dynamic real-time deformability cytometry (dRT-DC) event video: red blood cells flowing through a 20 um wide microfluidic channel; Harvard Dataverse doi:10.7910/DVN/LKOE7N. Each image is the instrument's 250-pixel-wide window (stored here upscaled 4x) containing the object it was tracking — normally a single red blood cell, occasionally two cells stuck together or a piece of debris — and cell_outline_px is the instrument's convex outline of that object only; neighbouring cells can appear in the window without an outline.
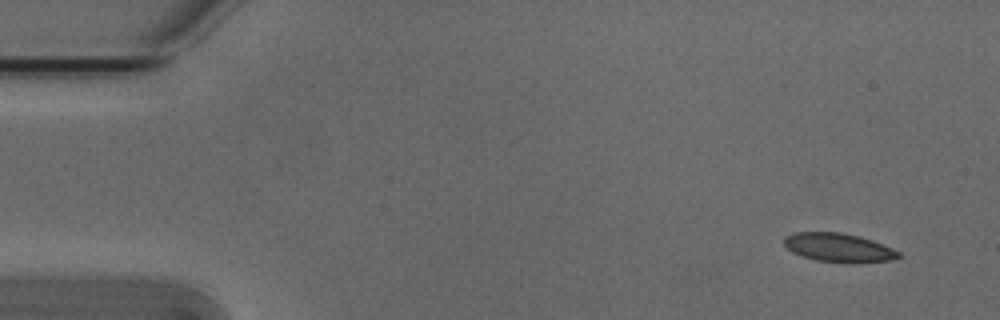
{"species": "Egyptian fruit bat (a non-hibernating species)", "species_latin": "Rousettus aegyptiacus", "temperature_condition": "cold", "stored_images_in_passage": 5, "camera_frame_rate_fps": 3000, "um_per_image_px": 0.085, "animal": {"sex": "male"}, "frame": {"image": 1, "passage_image": 1, "time_ms": 0.0, "image_size_px": [1000, 320], "cell_outline_px": [[900, 256], [892, 260], [852, 264], [848, 264], [816, 260], [792, 252], [784, 244], [784, 236], [796, 232], [840, 232], [860, 236], [872, 240], [892, 248], [900, 252]], "centroid_in_image_um": [71.3, 21.06], "position_along_channel_um": 13.7, "area_um2": 19.36}}
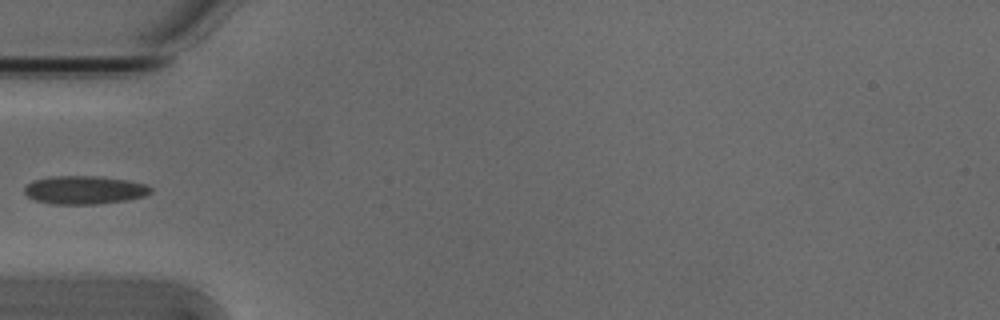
{"frame": {"image": 2, "passage_image": 4, "time_ms": 1.0, "image_size_px": [1000, 320], "cell_outline_px": [[152, 192], [144, 196], [128, 200], [96, 204], [52, 204], [36, 200], [28, 196], [24, 192], [24, 188], [32, 180], [52, 176], [96, 176], [128, 180], [144, 184], [152, 188]], "centroid_in_image_um": [7.18, 16.15], "position_along_channel_um": 77.8, "area_um2": 20.81}}
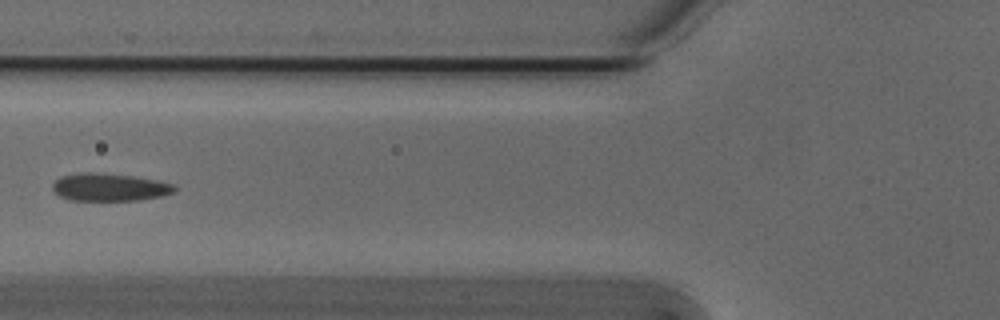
{"frame": {"image": 3, "passage_image": 5, "time_ms": 1.333, "image_size_px": [1000, 320], "cell_outline_px": [[176, 188], [172, 192], [160, 196], [140, 200], [68, 200], [52, 192], [52, 184], [60, 176], [80, 172], [96, 172], [132, 176], [156, 180], [172, 184]], "centroid_in_image_um": [9.22, 15.91], "position_along_channel_um": 116.6, "area_um2": 19.65}}